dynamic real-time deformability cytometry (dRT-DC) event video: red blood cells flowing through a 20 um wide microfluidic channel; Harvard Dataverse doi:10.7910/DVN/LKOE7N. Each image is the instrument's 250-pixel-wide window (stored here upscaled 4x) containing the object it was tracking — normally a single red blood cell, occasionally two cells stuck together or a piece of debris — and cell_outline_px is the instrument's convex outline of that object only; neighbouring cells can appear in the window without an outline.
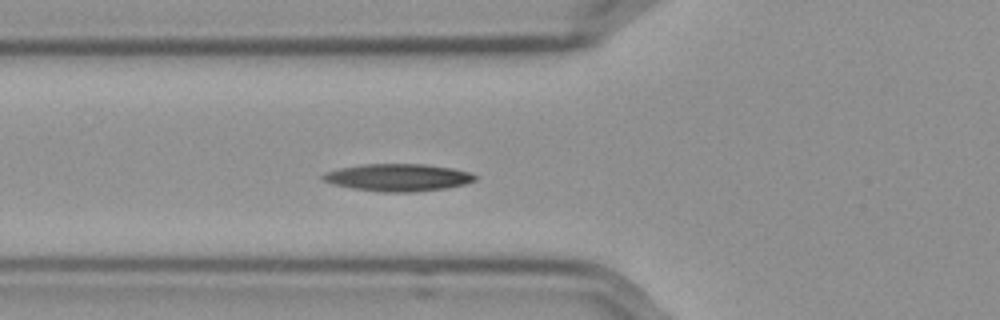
{"species": "Egyptian fruit bat (a non-hibernating species)", "species_latin": "Rousettus aegyptiacus", "temperature_condition": "cold", "stored_images_in_passage": 38, "camera_frame_rate_fps": 3000, "um_per_image_px": 0.085, "frame": {"image": 1, "passage_image": 2, "time_ms": 0.333, "image_size_px": [1000, 320], "cell_outline_px": [[476, 180], [464, 184], [444, 188], [412, 192], [380, 192], [352, 188], [332, 184], [324, 180], [320, 176], [324, 172], [340, 168], [364, 164], [424, 164], [452, 168], [472, 172], [476, 176]], "centroid_in_image_um": [33.82, 15.08], "position_along_channel_um": 92.0, "area_um2": 24.22}}
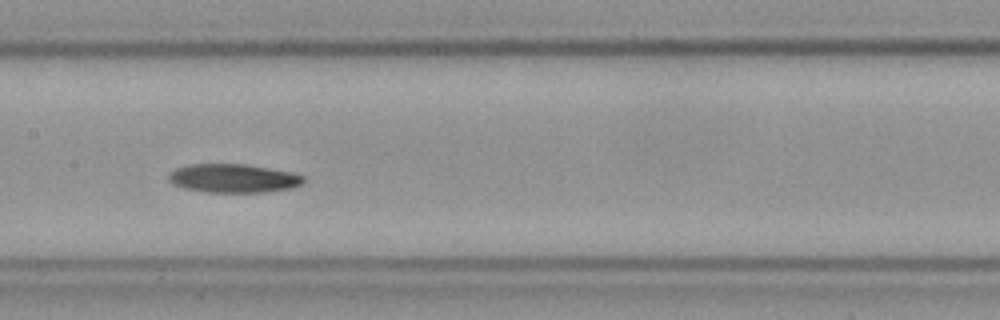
{"frame": {"image": 2, "passage_image": 10, "time_ms": 3.0, "image_size_px": [1000, 320], "cell_outline_px": [[304, 184], [292, 188], [264, 192], [204, 192], [184, 188], [172, 184], [168, 180], [168, 172], [176, 168], [188, 164], [244, 164], [292, 172], [304, 176]], "centroid_in_image_um": [19.81, 15.16], "position_along_channel_um": 187.6, "area_um2": 22.72}}
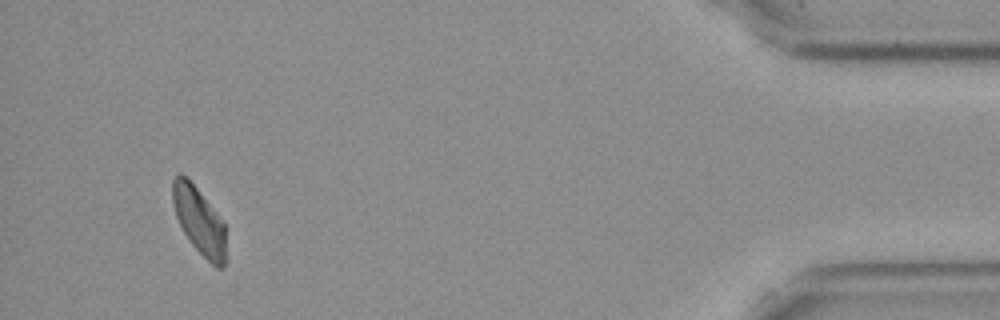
{"frame": {"image": 3, "passage_image": 35, "time_ms": 11.333, "image_size_px": [1000, 320], "cell_outline_px": [[228, 260], [224, 268], [216, 268], [192, 244], [184, 232], [176, 216], [172, 200], [172, 180], [180, 172], [196, 188], [216, 212], [224, 224]], "centroid_in_image_um": [16.97, 18.84], "position_along_channel_um": 418.2, "area_um2": 20.75}, "authors_computed_cell_mechanics": {"area_um2": 22.1952, "velocity_mm_per_s": 3.556, "shape_relaxation_time_tau1_ms": 10.2131, "shape_relaxation_time_tau2_ms": null, "deformation_change_tau1": 0.1659, "deformation_change_tau2": null}}